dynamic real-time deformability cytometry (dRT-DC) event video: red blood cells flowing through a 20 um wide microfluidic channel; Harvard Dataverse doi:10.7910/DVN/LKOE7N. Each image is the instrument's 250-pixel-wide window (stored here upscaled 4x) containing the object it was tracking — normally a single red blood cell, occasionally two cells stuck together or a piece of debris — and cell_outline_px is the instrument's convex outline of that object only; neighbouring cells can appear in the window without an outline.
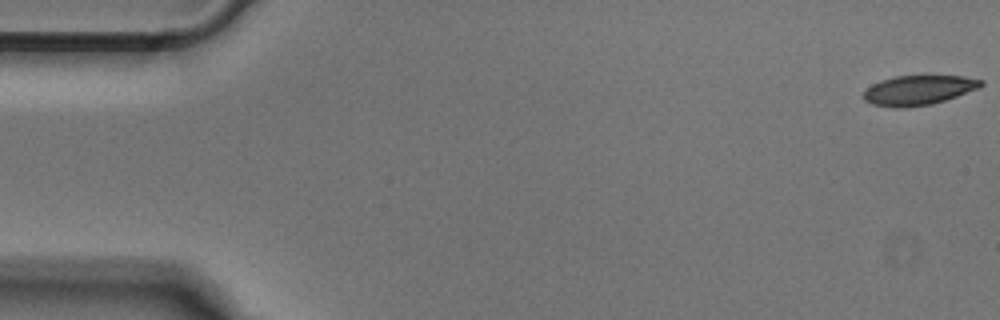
{"species": "Egyptian fruit bat (a non-hibernating species)", "species_latin": "Rousettus aegyptiacus", "temperature_condition": "cold", "stored_images_in_passage": 46, "camera_frame_rate_fps": 3000, "um_per_image_px": 0.085, "animal": {"sex": "male"}, "frame": {"image": 1, "passage_image": 1, "time_ms": 0.0, "image_size_px": [1000, 320], "cell_outline_px": [[984, 84], [980, 88], [932, 104], [904, 108], [900, 108], [872, 104], [864, 100], [864, 92], [872, 84], [880, 80], [896, 76], [964, 76], [984, 80]], "centroid_in_image_um": [78.1, 7.66], "position_along_channel_um": 6.9, "area_um2": 20.23}}
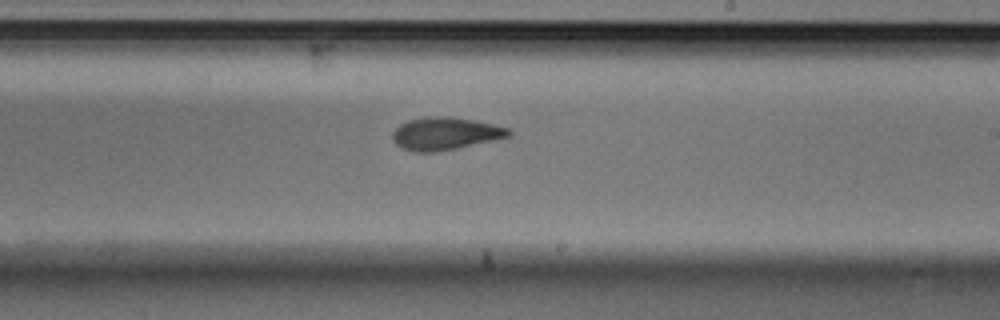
{"frame": {"image": 2, "passage_image": 30, "time_ms": 9.667, "image_size_px": [1000, 320], "cell_outline_px": [[512, 136], [456, 148], [436, 152], [412, 152], [400, 148], [392, 140], [392, 132], [400, 124], [408, 120], [436, 116], [448, 116], [476, 120], [508, 128], [512, 132]], "centroid_in_image_um": [37.82, 11.36], "position_along_channel_um": 251.2, "area_um2": 22.14}}
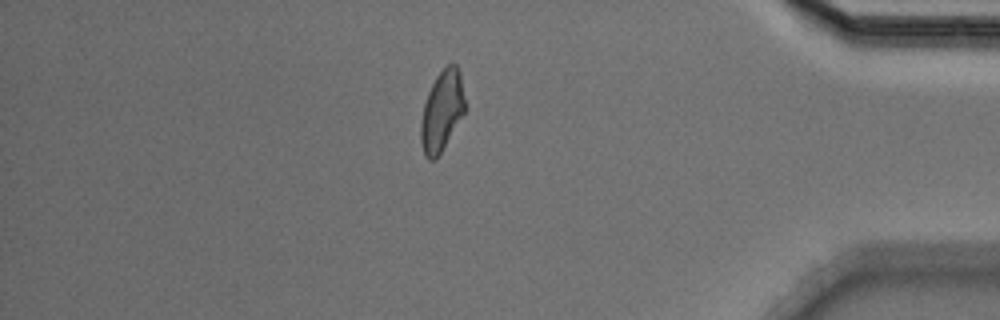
{"frame": {"image": 3, "passage_image": 44, "time_ms": 14.333, "image_size_px": [1000, 320], "cell_outline_px": [[464, 112], [436, 160], [428, 160], [424, 156], [420, 144], [420, 120], [424, 104], [428, 92], [436, 76], [448, 64], [456, 64], [460, 72], [464, 100]], "centroid_in_image_um": [37.52, 9.47], "position_along_channel_um": 397.7, "area_um2": 20.52}}